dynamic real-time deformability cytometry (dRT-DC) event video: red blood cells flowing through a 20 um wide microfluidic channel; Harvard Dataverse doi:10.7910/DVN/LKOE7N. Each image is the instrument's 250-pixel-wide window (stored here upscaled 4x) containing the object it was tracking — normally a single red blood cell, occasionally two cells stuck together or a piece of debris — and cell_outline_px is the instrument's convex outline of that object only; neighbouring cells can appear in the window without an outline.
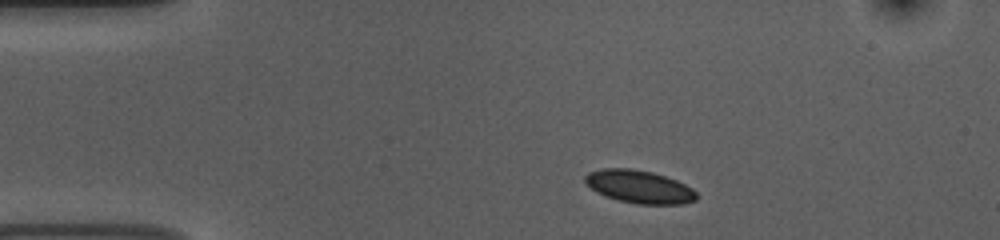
{"species": "common noctule bat (a hibernating species)", "species_latin": "Nyctalus noctula", "temperature_condition": "room temperature", "stored_images_in_passage": 3, "camera_frame_rate_fps": 3000, "um_per_image_px": 0.085, "animal": {"sex": "female", "body_mass_g": 10.0, "forearm_length_mm": 53.1}, "frame": {"image": 1, "passage_image": 1, "time_ms": 0.0, "image_size_px": [1000, 240], "cell_outline_px": [[692, 196], [684, 200], [632, 200], [616, 196], [604, 192], [592, 184], [588, 180], [592, 176], [608, 172], [636, 172], [656, 176], [668, 180], [692, 192]], "centroid_in_image_um": [54.33, 15.86], "position_along_channel_um": 30.7, "area_um2": 14.97}}